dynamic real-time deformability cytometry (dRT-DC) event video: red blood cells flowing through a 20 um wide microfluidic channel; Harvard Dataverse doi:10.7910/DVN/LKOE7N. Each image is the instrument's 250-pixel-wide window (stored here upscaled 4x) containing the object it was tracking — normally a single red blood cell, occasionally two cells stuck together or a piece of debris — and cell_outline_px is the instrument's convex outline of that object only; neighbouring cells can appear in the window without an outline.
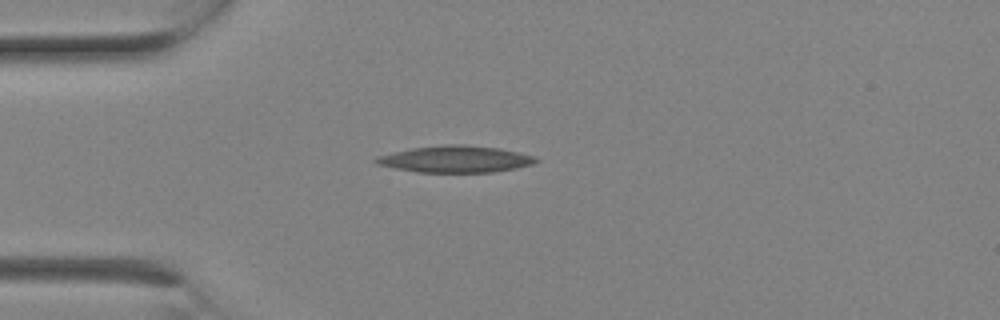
{"species": "Egyptian fruit bat (a non-hibernating species)", "species_latin": "Rousettus aegyptiacus", "temperature_condition": "room temperature", "stored_images_in_passage": 1, "camera_frame_rate_fps": 3000, "um_per_image_px": 0.085, "animal": {"sex": "female"}, "frame": {"image": 1, "passage_image": 1, "time_ms": 0.0, "image_size_px": [1000, 320], "cell_outline_px": [[540, 160], [532, 164], [516, 168], [492, 172], [416, 172], [376, 164], [372, 160], [376, 156], [412, 148], [444, 144], [464, 144], [500, 148], [536, 156]], "centroid_in_image_um": [38.72, 13.52], "position_along_channel_um": 46.3, "area_um2": 24.97}}